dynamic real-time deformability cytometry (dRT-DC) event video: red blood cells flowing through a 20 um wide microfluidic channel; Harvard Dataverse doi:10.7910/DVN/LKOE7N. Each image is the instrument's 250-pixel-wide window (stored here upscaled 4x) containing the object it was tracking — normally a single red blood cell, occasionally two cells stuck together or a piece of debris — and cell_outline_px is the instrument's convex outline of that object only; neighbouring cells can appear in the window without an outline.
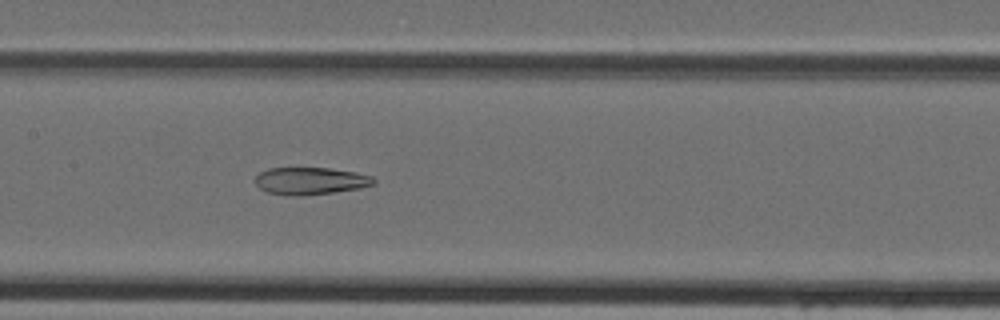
{"species": "Egyptian fruit bat (a non-hibernating species)", "species_latin": "Rousettus aegyptiacus", "temperature_condition": "cold", "stored_images_in_passage": 44, "camera_frame_rate_fps": 3000, "um_per_image_px": 0.085, "animal": {"sex": "female"}, "frame": {"image": 1, "passage_image": 21, "time_ms": 6.667, "image_size_px": [1000, 320], "cell_outline_px": [[376, 184], [360, 188], [304, 196], [288, 196], [268, 192], [260, 188], [252, 180], [260, 172], [268, 168], [328, 168], [352, 172], [372, 176], [376, 180]], "centroid_in_image_um": [26.35, 15.38], "position_along_channel_um": 181.0, "area_um2": 18.9}}
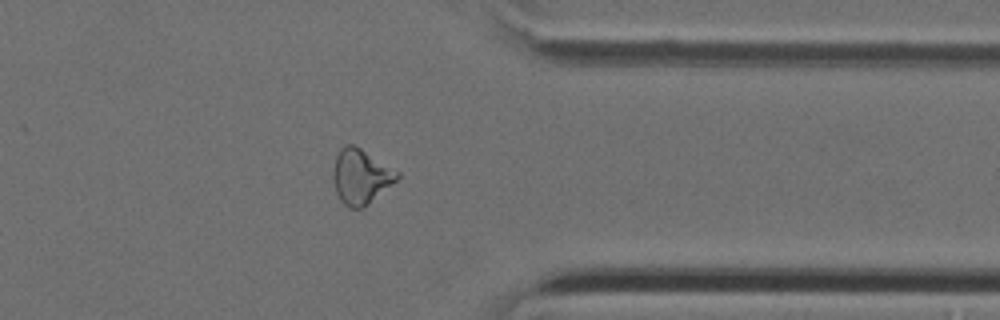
{"frame": {"image": 2, "passage_image": 35, "time_ms": 11.333, "image_size_px": [1000, 320], "cell_outline_px": [[400, 176], [396, 180], [364, 208], [348, 208], [340, 200], [336, 192], [332, 176], [332, 172], [336, 156], [340, 148], [344, 144], [352, 144], [360, 148], [400, 172]], "centroid_in_image_um": [30.64, 15.0], "position_along_channel_um": 380.8, "area_um2": 20.46}}
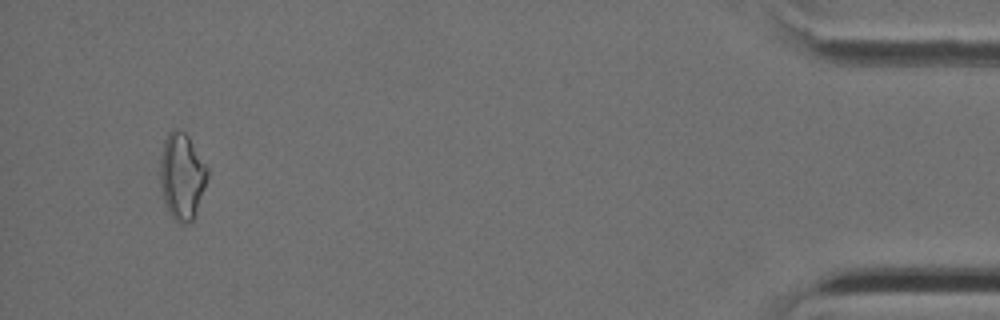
{"frame": {"image": 3, "passage_image": 42, "time_ms": 13.667, "image_size_px": [1000, 320], "cell_outline_px": [[208, 176], [196, 216], [188, 224], [180, 224], [172, 220], [164, 204], [160, 180], [160, 160], [164, 140], [168, 132], [172, 128], [176, 128], [184, 132], [188, 136], [208, 168]], "centroid_in_image_um": [15.45, 15.02], "position_along_channel_um": 419.7, "area_um2": 24.22}}